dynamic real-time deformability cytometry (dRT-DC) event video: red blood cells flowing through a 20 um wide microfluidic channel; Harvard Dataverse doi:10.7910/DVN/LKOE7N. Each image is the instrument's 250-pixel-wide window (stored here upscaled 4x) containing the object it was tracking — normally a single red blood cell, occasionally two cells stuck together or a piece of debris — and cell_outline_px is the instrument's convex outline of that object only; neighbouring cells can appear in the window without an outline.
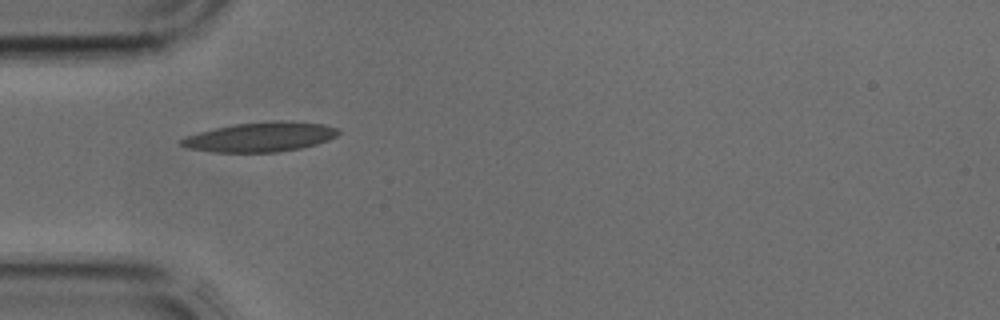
{"species": "common noctule bat (a hibernating species)", "species_latin": "Nyctalus noctula", "temperature_condition": "cold", "stored_images_in_passage": 30, "camera_frame_rate_fps": 3000, "um_per_image_px": 0.085, "animal": {"sex": "male", "body_mass_g": 17.9, "forearm_length_mm": 54.2}, "frame": {"image": 1, "passage_image": 1, "time_ms": 0.0, "image_size_px": [1000, 320], "cell_outline_px": [[340, 132], [336, 136], [328, 140], [316, 144], [300, 148], [276, 152], [212, 152], [188, 148], [180, 144], [180, 140], [188, 136], [200, 132], [216, 128], [236, 124], [272, 120], [280, 120], [324, 124], [336, 128]], "centroid_in_image_um": [22.15, 11.64], "position_along_channel_um": 62.8, "area_um2": 26.82}}
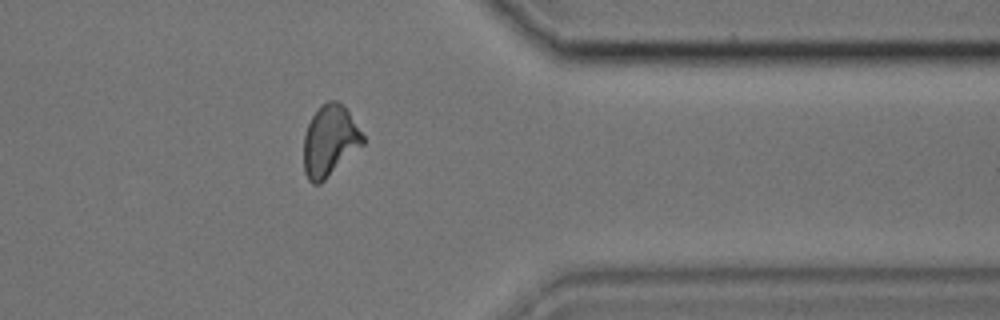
{"frame": {"image": 2, "passage_image": 22, "time_ms": 7.0, "image_size_px": [1000, 320], "cell_outline_px": [[364, 144], [320, 184], [312, 184], [308, 180], [304, 172], [304, 136], [308, 124], [312, 116], [320, 104], [328, 100], [336, 100], [344, 104], [364, 136]], "centroid_in_image_um": [28.03, 11.95], "position_along_channel_um": 383.4, "area_um2": 24.62}}
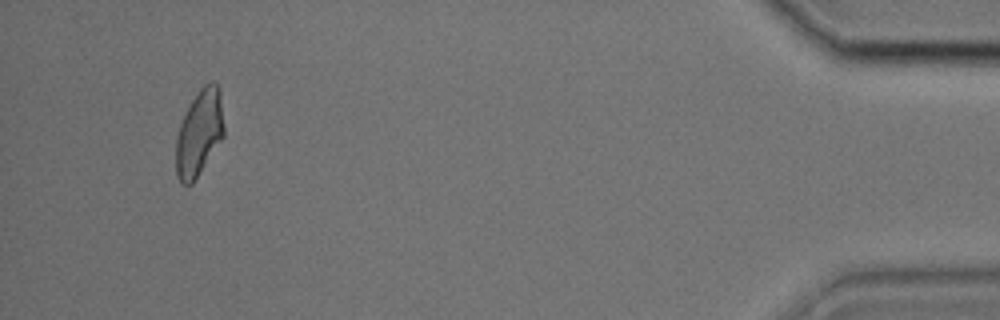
{"frame": {"image": 3, "passage_image": 28, "time_ms": 9.0, "image_size_px": [1000, 320], "cell_outline_px": [[224, 136], [192, 184], [180, 184], [176, 176], [176, 136], [180, 124], [192, 100], [200, 88], [204, 84], [212, 80], [220, 88], [224, 128]], "centroid_in_image_um": [16.94, 11.3], "position_along_channel_um": 418.3, "area_um2": 24.04}}